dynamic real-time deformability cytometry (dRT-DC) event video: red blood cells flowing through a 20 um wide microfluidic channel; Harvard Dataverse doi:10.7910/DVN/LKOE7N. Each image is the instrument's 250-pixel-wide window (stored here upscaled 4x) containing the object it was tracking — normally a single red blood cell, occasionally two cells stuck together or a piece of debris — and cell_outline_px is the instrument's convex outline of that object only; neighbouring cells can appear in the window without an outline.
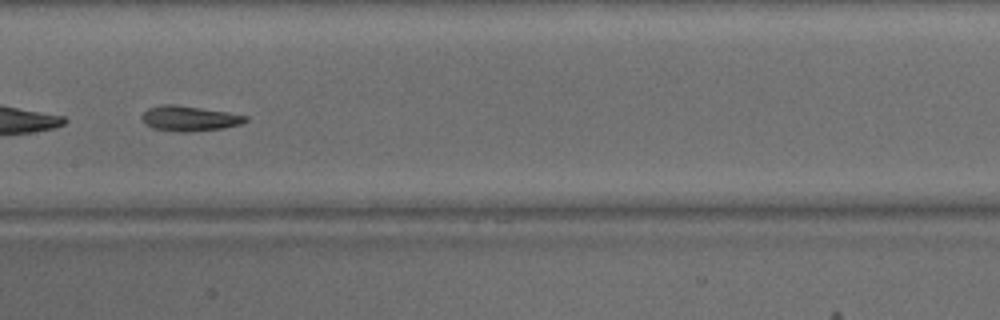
{"species": "common noctule bat (a hibernating species)", "species_latin": "Nyctalus noctula", "temperature_condition": "warm", "stored_images_in_passage": 45, "camera_frame_rate_fps": 3000, "um_per_image_px": 0.085, "animal": {"sex": "male", "body_mass_g": 15.6}, "frame": {"image": 1, "passage_image": 20, "time_ms": 6.333, "image_size_px": [1000, 320], "cell_outline_px": [[248, 120], [240, 124], [224, 128], [188, 132], [176, 132], [152, 128], [144, 124], [140, 116], [148, 108], [160, 104], [176, 104], [228, 112], [248, 116]], "centroid_in_image_um": [16.06, 10.07], "position_along_channel_um": 191.3, "area_um2": 15.43}}
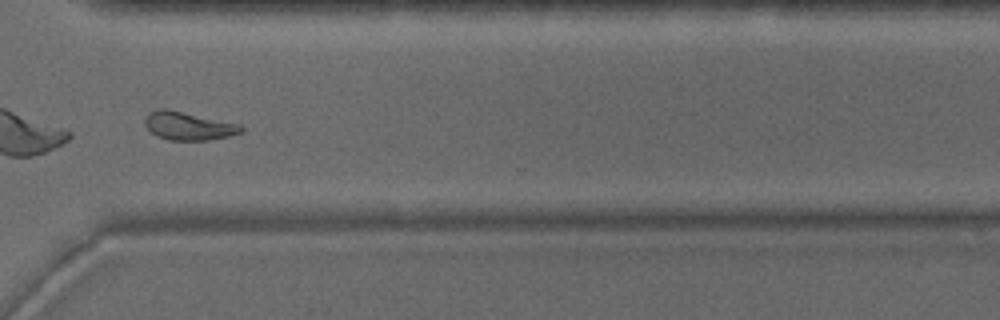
{"frame": {"image": 2, "passage_image": 32, "time_ms": 10.333, "image_size_px": [1000, 320], "cell_outline_px": [[244, 132], [228, 136], [208, 140], [168, 140], [156, 136], [144, 124], [144, 120], [148, 112], [160, 108], [164, 108], [240, 124], [244, 128]], "centroid_in_image_um": [16.01, 10.71], "position_along_channel_um": 354.6, "area_um2": 15.78}, "authors_computed_cell_mechanics": {"area_um2": 15.7794, "velocity_mm_per_s": 4.089, "shape_relaxation_time_tau1_ms": 5.0394, "shape_relaxation_time_tau2_ms": 1.4245, "deformation_change_tau1": 0.1807, "deformation_change_tau2": 0.0903}}